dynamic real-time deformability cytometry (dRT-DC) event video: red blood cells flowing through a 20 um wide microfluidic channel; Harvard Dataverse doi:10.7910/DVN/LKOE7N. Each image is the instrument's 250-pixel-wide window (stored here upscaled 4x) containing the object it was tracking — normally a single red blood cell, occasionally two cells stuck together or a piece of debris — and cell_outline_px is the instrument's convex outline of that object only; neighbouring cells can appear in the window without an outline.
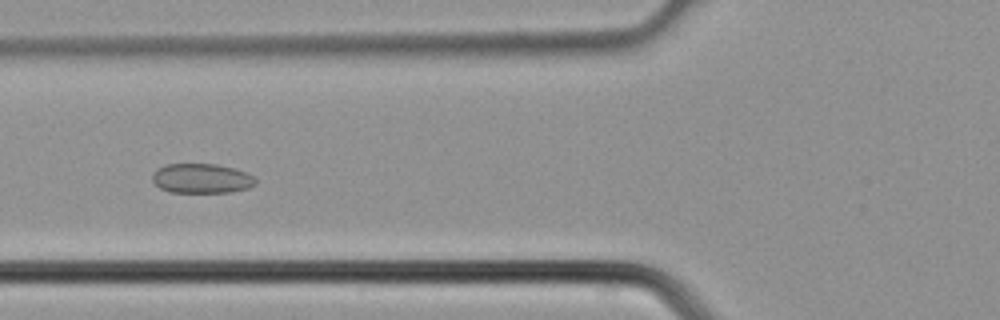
{"species": "common noctule bat (a hibernating species)", "species_latin": "Nyctalus noctula", "temperature_condition": "cold", "stored_images_in_passage": 3, "camera_frame_rate_fps": 3000, "um_per_image_px": 0.085, "animal": {"sex": "male", "body_mass_g": 21.5, "forearm_length_mm": 52.0}, "frame": {"image": 1, "passage_image": 3, "time_ms": 0.667, "image_size_px": [1000, 320], "cell_outline_px": [[256, 184], [248, 188], [232, 192], [168, 192], [160, 188], [152, 180], [152, 172], [156, 168], [164, 164], [216, 164], [236, 168], [252, 176], [256, 180]], "centroid_in_image_um": [17.1, 15.16], "position_along_channel_um": 108.7, "area_um2": 17.98}}